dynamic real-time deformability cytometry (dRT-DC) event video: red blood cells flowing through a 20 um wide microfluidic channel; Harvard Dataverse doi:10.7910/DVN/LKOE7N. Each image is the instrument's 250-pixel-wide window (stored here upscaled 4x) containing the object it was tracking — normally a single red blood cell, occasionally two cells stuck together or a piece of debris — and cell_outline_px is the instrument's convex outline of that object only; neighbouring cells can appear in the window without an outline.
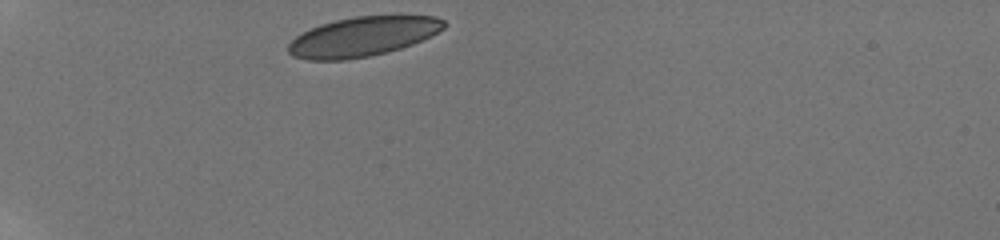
{"species": "human", "species_latin": "Homo sapiens", "temperature_condition": "room temperature", "stored_images_in_passage": 12, "camera_frame_rate_fps": 3000, "um_per_image_px": 0.085, "donor": {"sex": "male"}, "frame": {"image": 1, "passage_image": 1, "time_ms": 0.0, "image_size_px": [1000, 240], "cell_outline_px": [[448, 24], [444, 28], [412, 44], [388, 52], [368, 56], [344, 60], [308, 60], [292, 56], [288, 52], [288, 44], [296, 36], [320, 24], [352, 16], [436, 16], [444, 20]], "centroid_in_image_um": [30.81, 3.11], "position_along_channel_um": 54.2, "area_um2": 35.6}}
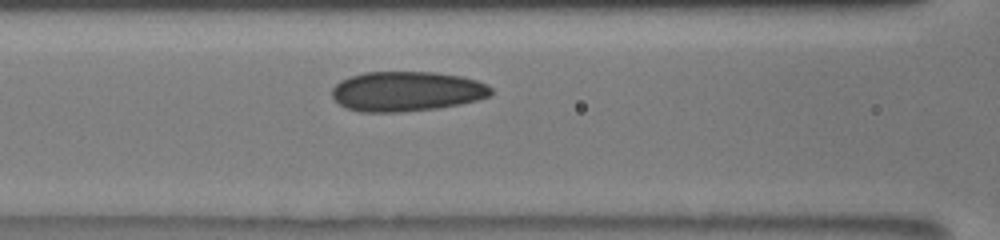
{"frame": {"image": 2, "passage_image": 6, "time_ms": 3.0, "image_size_px": [1000, 240], "cell_outline_px": [[492, 96], [460, 104], [436, 108], [404, 112], [360, 112], [348, 108], [340, 104], [332, 96], [332, 88], [340, 80], [364, 72], [436, 72], [460, 76], [476, 80], [488, 84], [492, 88]], "centroid_in_image_um": [34.59, 7.76], "position_along_channel_um": 132.0, "area_um2": 37.05}}
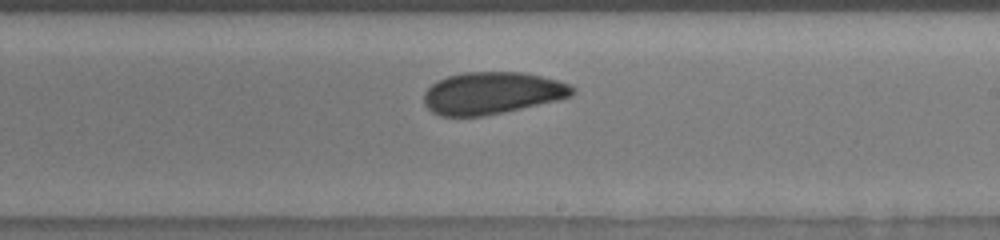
{"frame": {"image": 3, "passage_image": 11, "time_ms": 6.0, "image_size_px": [1000, 240], "cell_outline_px": [[576, 92], [572, 96], [556, 100], [504, 112], [484, 116], [440, 116], [432, 112], [424, 104], [424, 92], [432, 84], [448, 76], [464, 72], [524, 72], [556, 80], [568, 84], [576, 88]], "centroid_in_image_um": [41.82, 7.91], "position_along_channel_um": 247.2, "area_um2": 36.3}}